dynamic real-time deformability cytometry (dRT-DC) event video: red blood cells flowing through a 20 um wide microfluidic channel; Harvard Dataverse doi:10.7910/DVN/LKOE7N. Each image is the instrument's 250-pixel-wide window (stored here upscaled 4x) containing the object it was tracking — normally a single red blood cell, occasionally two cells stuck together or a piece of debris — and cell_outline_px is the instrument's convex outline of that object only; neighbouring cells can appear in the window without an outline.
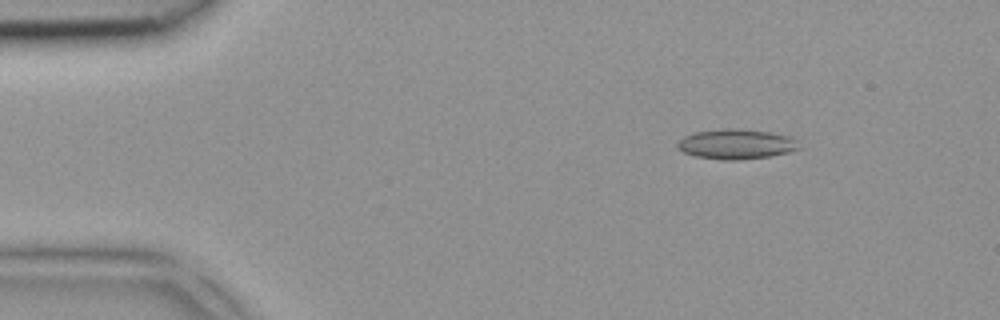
{"species": "common noctule bat (a hibernating species)", "species_latin": "Nyctalus noctula", "temperature_condition": "room temperature", "stored_images_in_passage": 3, "camera_frame_rate_fps": 3000, "um_per_image_px": 0.085, "animal": {"sex": "female", "body_mass_g": 18.4}, "frame": {"image": 1, "passage_image": 1, "time_ms": 0.0, "image_size_px": [1000, 320], "cell_outline_px": [[800, 148], [788, 152], [768, 156], [736, 160], [724, 160], [696, 156], [684, 152], [676, 148], [676, 144], [684, 136], [692, 132], [724, 128], [740, 128], [772, 132], [792, 136], [796, 140]], "centroid_in_image_um": [62.57, 12.23], "position_along_channel_um": 22.4, "area_um2": 21.39}}
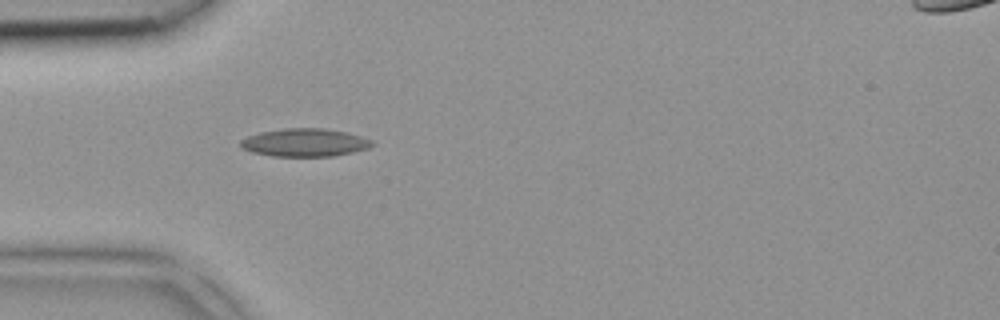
{"frame": {"image": 2, "passage_image": 3, "time_ms": 0.667, "image_size_px": [1000, 320], "cell_outline_px": [[376, 144], [368, 148], [352, 152], [332, 156], [272, 156], [252, 152], [240, 148], [240, 140], [248, 136], [260, 132], [284, 128], [324, 128], [344, 132], [360, 136], [372, 140]], "centroid_in_image_um": [25.88, 12.11], "position_along_channel_um": 59.1, "area_um2": 21.44}}